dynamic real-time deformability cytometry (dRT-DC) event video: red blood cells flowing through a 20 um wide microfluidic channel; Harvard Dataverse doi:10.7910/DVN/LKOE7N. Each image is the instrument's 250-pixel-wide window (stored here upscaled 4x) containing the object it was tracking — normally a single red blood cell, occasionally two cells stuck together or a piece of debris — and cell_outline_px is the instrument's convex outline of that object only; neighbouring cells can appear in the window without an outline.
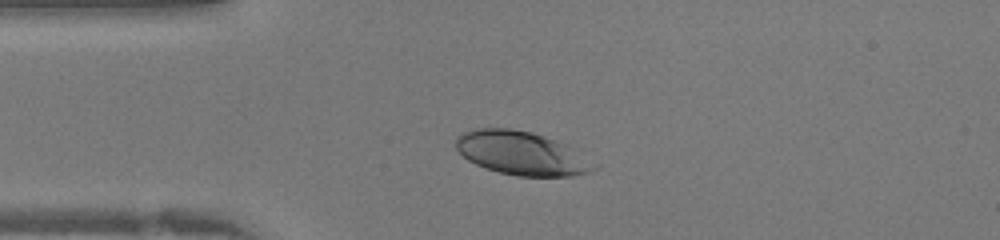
{"species": "human", "species_latin": "Homo sapiens", "temperature_condition": "warm", "stored_images_in_passage": 33, "camera_frame_rate_fps": 3000, "um_per_image_px": 0.085, "donor": {"sex": "female"}, "frame": {"image": 1, "passage_image": 1, "time_ms": 0.0, "image_size_px": [1000, 240], "cell_outline_px": [[600, 168], [588, 172], [572, 176], [516, 176], [500, 172], [476, 164], [468, 160], [456, 148], [456, 136], [472, 128], [512, 128], [532, 132], [568, 144], [600, 164]], "centroid_in_image_um": [44.41, 13.02], "position_along_channel_um": 40.6, "area_um2": 35.49}}
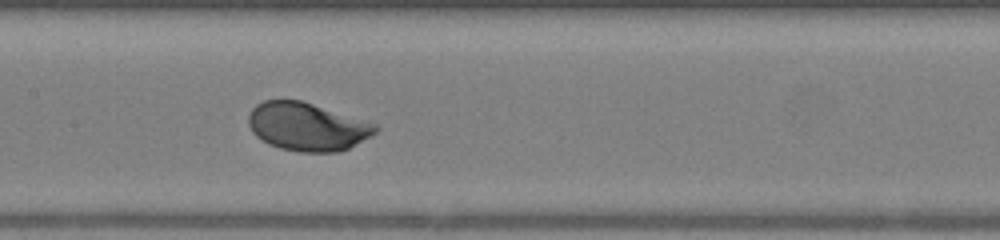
{"frame": {"image": 2, "passage_image": 11, "time_ms": 3.333, "image_size_px": [1000, 240], "cell_outline_px": [[380, 128], [376, 132], [348, 148], [340, 152], [300, 152], [280, 148], [268, 144], [256, 136], [252, 132], [248, 124], [248, 116], [252, 108], [256, 104], [264, 100], [300, 100], [376, 124]], "centroid_in_image_um": [26.07, 10.77], "position_along_channel_um": 181.3, "area_um2": 35.37}}
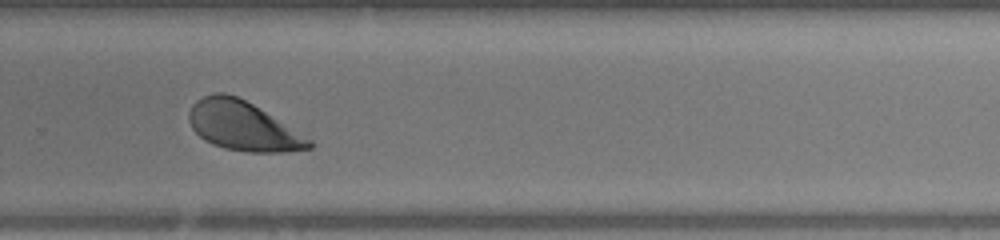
{"frame": {"image": 3, "passage_image": 19, "time_ms": 6.0, "image_size_px": [1000, 240], "cell_outline_px": [[316, 144], [312, 148], [284, 152], [244, 152], [224, 148], [212, 144], [204, 140], [192, 128], [188, 120], [188, 112], [192, 104], [196, 100], [204, 96], [216, 92], [224, 92], [236, 96], [252, 104], [312, 140]], "centroid_in_image_um": [20.62, 10.72], "position_along_channel_um": 309.2, "area_um2": 34.33}}